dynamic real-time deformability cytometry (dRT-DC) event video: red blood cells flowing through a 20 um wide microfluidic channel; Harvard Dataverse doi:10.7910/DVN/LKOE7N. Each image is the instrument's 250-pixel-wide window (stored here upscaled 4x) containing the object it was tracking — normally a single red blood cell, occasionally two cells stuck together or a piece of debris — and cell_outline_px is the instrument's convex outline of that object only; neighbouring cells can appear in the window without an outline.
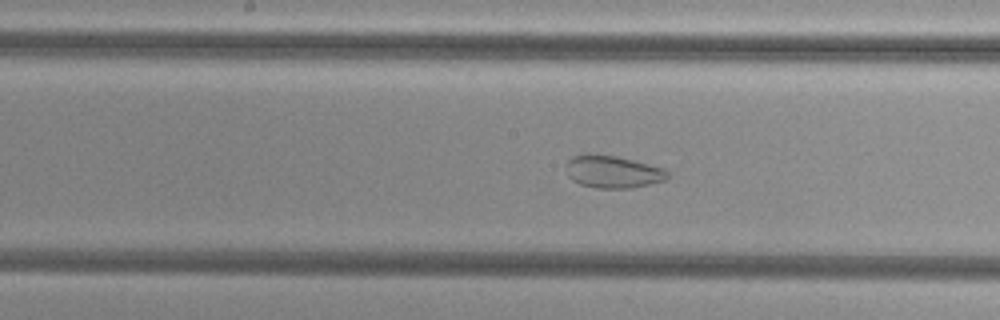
{"species": "common noctule bat (a hibernating species)", "species_latin": "Nyctalus noctula", "temperature_condition": "cold", "stored_images_in_passage": 53, "camera_frame_rate_fps": 3000, "um_per_image_px": 0.085, "animal": {"sex": "female", "body_mass_g": 29.2, "forearm_length_mm": 56.3}, "frame": {"image": 1, "passage_image": 26, "time_ms": 8.333, "image_size_px": [1000, 320], "cell_outline_px": [[668, 176], [664, 180], [632, 188], [596, 188], [580, 184], [572, 180], [568, 176], [568, 160], [572, 156], [588, 152], [592, 152], [616, 156], [664, 168], [668, 172]], "centroid_in_image_um": [52.06, 14.58], "position_along_channel_um": 196.1, "area_um2": 19.19}}
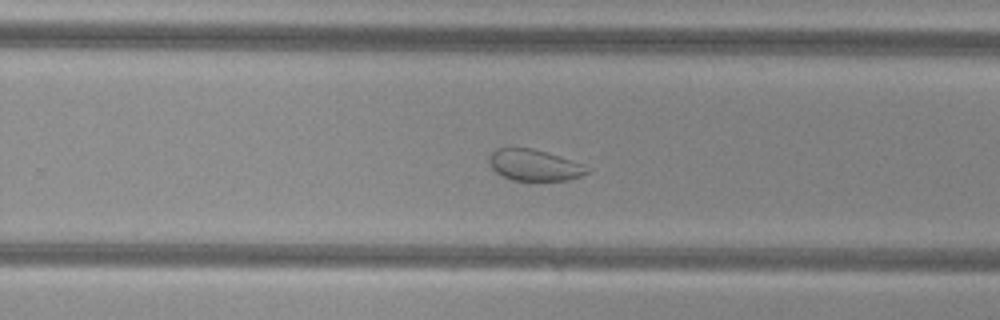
{"frame": {"image": 2, "passage_image": 33, "time_ms": 10.667, "image_size_px": [1000, 320], "cell_outline_px": [[592, 168], [588, 172], [580, 176], [568, 180], [512, 180], [496, 172], [492, 168], [488, 160], [488, 156], [496, 148], [532, 148], [584, 164]], "centroid_in_image_um": [45.42, 14.03], "position_along_channel_um": 284.4, "area_um2": 17.74}}
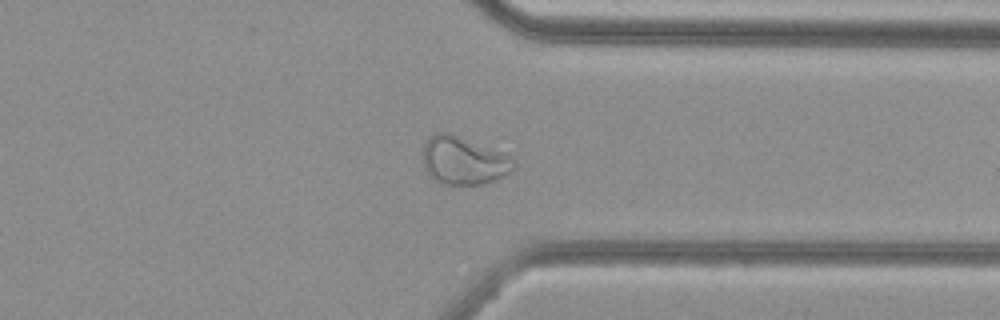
{"frame": {"image": 3, "passage_image": 40, "time_ms": 13.0, "image_size_px": [1000, 320], "cell_outline_px": [[516, 168], [496, 180], [480, 184], [448, 184], [436, 180], [424, 168], [424, 144], [428, 136], [436, 132], [448, 132], [500, 152], [508, 156], [516, 164]], "centroid_in_image_um": [39.39, 13.64], "position_along_channel_um": 372.0, "area_um2": 24.85}, "authors_computed_cell_mechanics": {"area_um2": 28.322, "velocity_mm_per_s": 3.7951, "shape_relaxation_time_tau1_ms": null, "shape_relaxation_time_tau2_ms": 1.2387, "deformation_change_tau1": null, "deformation_change_tau2": 0.062}}